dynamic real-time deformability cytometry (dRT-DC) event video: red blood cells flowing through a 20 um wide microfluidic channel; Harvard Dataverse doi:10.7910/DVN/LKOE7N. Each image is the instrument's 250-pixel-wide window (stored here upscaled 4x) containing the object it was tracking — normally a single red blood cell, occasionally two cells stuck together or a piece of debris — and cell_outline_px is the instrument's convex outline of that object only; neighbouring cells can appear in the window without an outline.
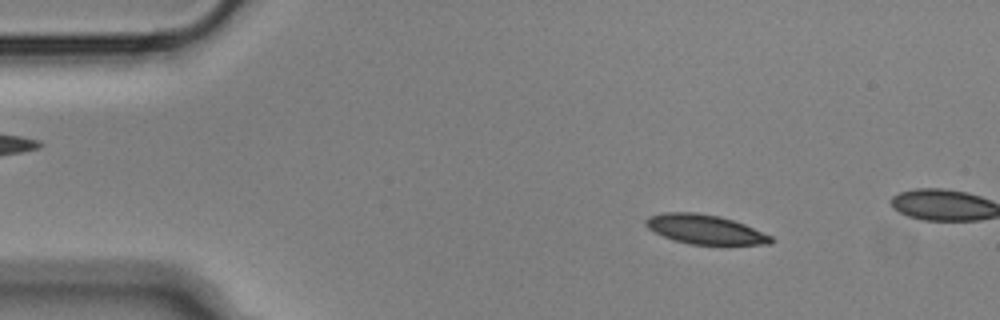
{"species": "Egyptian fruit bat (a non-hibernating species)", "species_latin": "Rousettus aegyptiacus", "temperature_condition": "cold", "stored_images_in_passage": 14, "camera_frame_rate_fps": 3000, "um_per_image_px": 0.085, "animal": {"sex": "male"}, "frame": {"image": 1, "passage_image": 7, "time_ms": 2.0, "image_size_px": [1000, 320], "cell_outline_px": [[776, 240], [772, 244], [688, 244], [672, 240], [648, 228], [644, 224], [644, 220], [648, 216], [664, 212], [692, 212], [720, 216], [744, 224], [772, 236]], "centroid_in_image_um": [59.91, 19.49], "position_along_channel_um": 25.1, "area_um2": 21.39}}